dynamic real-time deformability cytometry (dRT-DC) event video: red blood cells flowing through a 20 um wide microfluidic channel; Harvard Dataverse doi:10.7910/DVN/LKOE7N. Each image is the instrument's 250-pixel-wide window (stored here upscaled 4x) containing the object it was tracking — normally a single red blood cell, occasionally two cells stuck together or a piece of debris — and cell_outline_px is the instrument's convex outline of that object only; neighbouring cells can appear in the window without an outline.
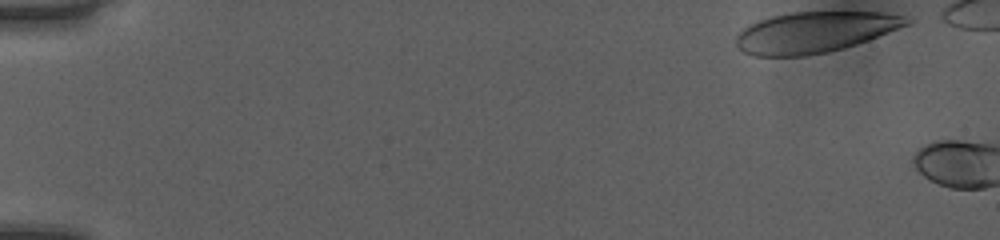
{"species": "human", "species_latin": "Homo sapiens", "temperature_condition": "room temperature", "stored_images_in_passage": 4, "segment_of_instrument_passage": [1, 2], "camera_frame_rate_fps": 3000, "um_per_image_px": 0.085, "donor": {"sex": "female"}, "frame": {"image": 1, "passage_image": 1, "time_ms": 0.0, "image_size_px": [1000, 240], "cell_outline_px": [[916, 20], [908, 24], [868, 40], [844, 48], [828, 52], [804, 56], [752, 56], [736, 48], [736, 36], [748, 24], [756, 20], [772, 16], [792, 12], [880, 12], [904, 16]], "centroid_in_image_um": [69.2, 2.74], "position_along_channel_um": 15.8, "area_um2": 40.75}}